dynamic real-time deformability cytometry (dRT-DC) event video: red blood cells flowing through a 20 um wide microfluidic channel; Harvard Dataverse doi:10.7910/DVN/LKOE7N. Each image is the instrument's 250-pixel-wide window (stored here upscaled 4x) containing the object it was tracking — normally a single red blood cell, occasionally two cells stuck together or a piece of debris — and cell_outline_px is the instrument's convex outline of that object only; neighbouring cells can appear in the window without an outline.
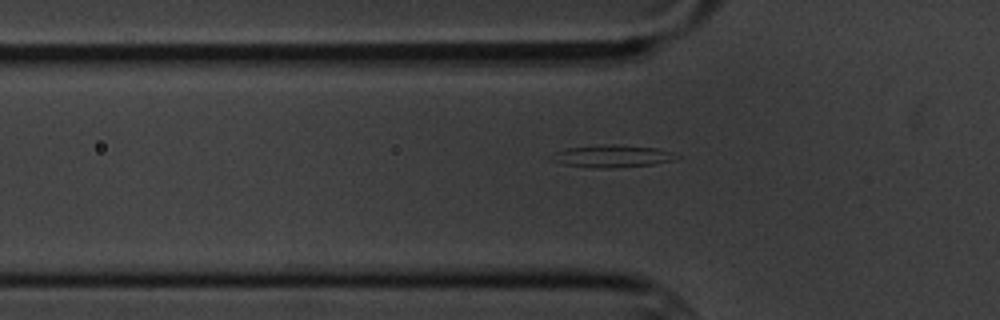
{"species": "common noctule bat (a hibernating species)", "species_latin": "Nyctalus noctula", "temperature_condition": "cold", "stored_images_in_passage": 6, "segment_of_instrument_passage": [2, 2], "camera_frame_rate_fps": 3000, "um_per_image_px": 0.085, "animal": {"sex": "male", "body_mass_g": 20.1, "forearm_length_mm": 53.5}, "frame": {"image": 1, "passage_image": 6, "time_ms": 6.0, "image_size_px": [1000, 320], "cell_outline_px": [[680, 156], [672, 160], [652, 164], [612, 168], [592, 168], [564, 164], [552, 160], [552, 152], [564, 148], [608, 144], [616, 144], [656, 148], [672, 152]], "centroid_in_image_um": [51.99, 13.26], "position_along_channel_um": 73.8, "area_um2": 16.24}}